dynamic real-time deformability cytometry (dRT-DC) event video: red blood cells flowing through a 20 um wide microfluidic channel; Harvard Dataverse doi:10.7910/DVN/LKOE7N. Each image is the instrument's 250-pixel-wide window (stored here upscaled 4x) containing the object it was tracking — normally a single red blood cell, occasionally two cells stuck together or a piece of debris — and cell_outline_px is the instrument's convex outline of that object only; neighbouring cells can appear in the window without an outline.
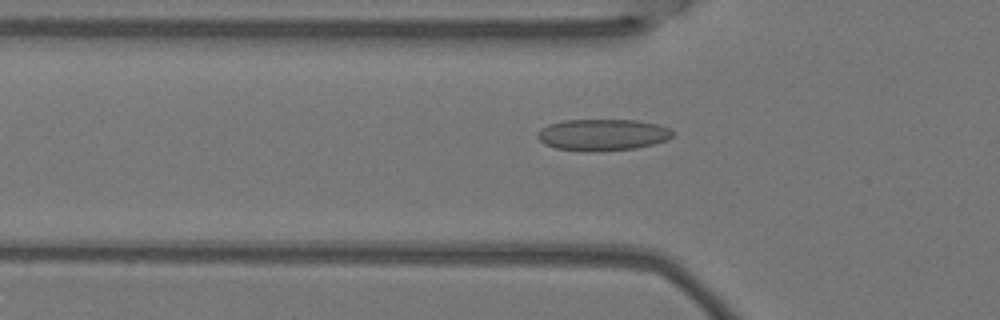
{"species": "Egyptian fruit bat (a non-hibernating species)", "species_latin": "Rousettus aegyptiacus", "temperature_condition": "warm", "stored_images_in_passage": 2, "camera_frame_rate_fps": 3000, "um_per_image_px": 0.085, "animal": {"sex": "female"}, "frame": {"image": 1, "passage_image": 2, "time_ms": 0.333, "image_size_px": [1000, 320], "cell_outline_px": [[676, 132], [668, 140], [636, 148], [600, 152], [584, 152], [556, 148], [544, 144], [536, 136], [536, 132], [540, 128], [548, 124], [564, 120], [636, 120], [660, 124]], "centroid_in_image_um": [51.21, 11.46], "position_along_channel_um": 74.6, "area_um2": 25.32}}